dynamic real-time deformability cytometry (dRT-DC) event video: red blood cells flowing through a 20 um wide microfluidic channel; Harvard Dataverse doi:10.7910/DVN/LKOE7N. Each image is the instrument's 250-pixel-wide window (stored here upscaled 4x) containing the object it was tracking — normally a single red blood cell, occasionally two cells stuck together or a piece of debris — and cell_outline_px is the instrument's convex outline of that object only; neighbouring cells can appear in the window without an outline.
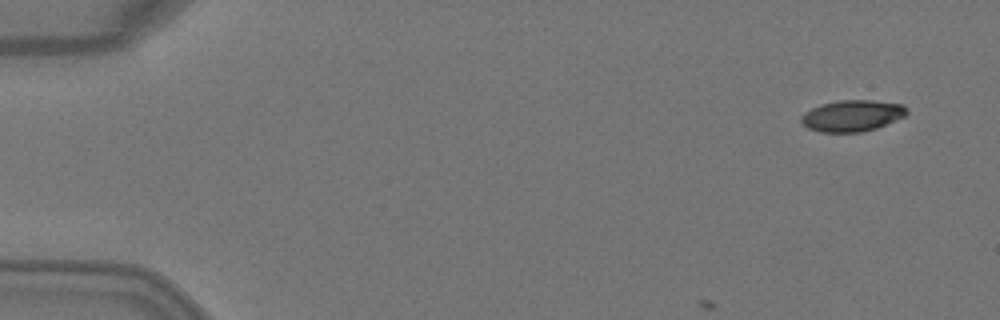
{"species": "Egyptian fruit bat (a non-hibernating species)", "species_latin": "Rousettus aegyptiacus", "temperature_condition": "warm", "stored_images_in_passage": 6, "camera_frame_rate_fps": 3000, "um_per_image_px": 0.085, "animal": {"sex": "female"}, "frame": {"image": 1, "passage_image": 1, "time_ms": 0.0, "image_size_px": [1000, 320], "cell_outline_px": [[908, 112], [904, 116], [876, 128], [864, 132], [820, 132], [808, 128], [800, 120], [800, 116], [804, 112], [820, 104], [840, 100], [872, 100], [904, 104], [908, 108]], "centroid_in_image_um": [72.43, 9.83], "position_along_channel_um": 12.6, "area_um2": 19.36}}
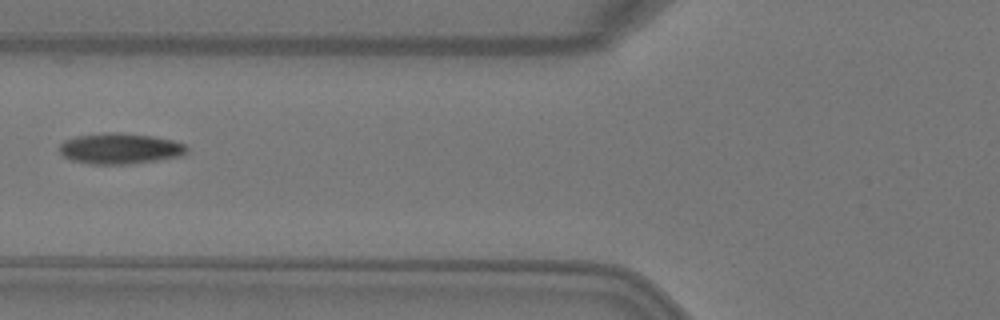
{"frame": {"image": 2, "passage_image": 5, "time_ms": 1.333, "image_size_px": [1000, 320], "cell_outline_px": [[188, 152], [184, 156], [132, 164], [88, 164], [72, 160], [64, 156], [60, 152], [60, 144], [64, 140], [76, 136], [104, 132], [120, 132], [152, 136], [172, 140], [184, 144], [188, 148]], "centroid_in_image_um": [10.22, 12.63], "position_along_channel_um": 115.6, "area_um2": 23.12}}
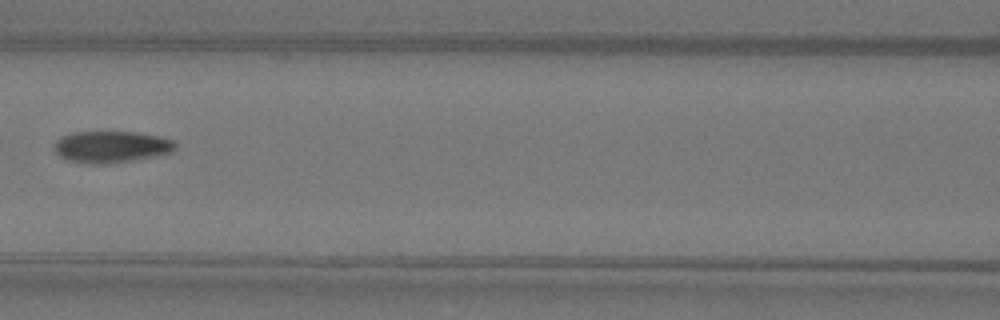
{"frame": {"image": 3, "passage_image": 6, "time_ms": 1.667, "image_size_px": [1000, 320], "cell_outline_px": [[176, 148], [172, 152], [156, 156], [108, 164], [88, 164], [68, 160], [60, 156], [56, 152], [56, 140], [60, 136], [72, 132], [136, 132], [160, 136], [176, 140]], "centroid_in_image_um": [9.5, 12.47], "position_along_channel_um": 157.1, "area_um2": 22.48}}